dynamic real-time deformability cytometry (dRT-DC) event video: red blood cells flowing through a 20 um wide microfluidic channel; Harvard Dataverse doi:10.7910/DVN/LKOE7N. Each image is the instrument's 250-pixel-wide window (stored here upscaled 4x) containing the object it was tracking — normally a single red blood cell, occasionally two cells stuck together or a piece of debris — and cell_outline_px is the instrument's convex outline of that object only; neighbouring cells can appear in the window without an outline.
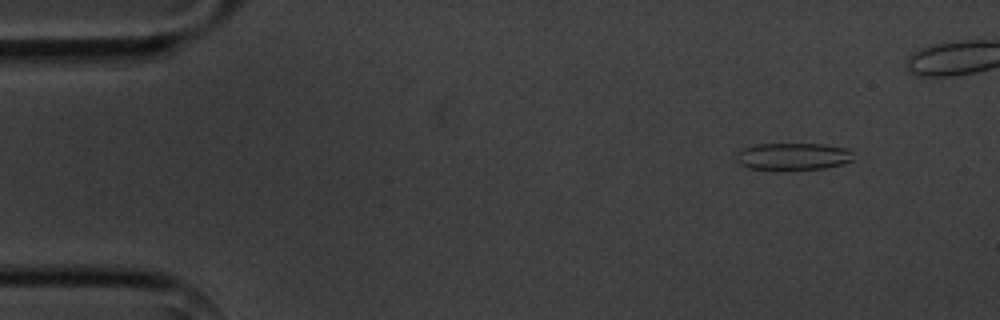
{"species": "common noctule bat (a hibernating species)", "species_latin": "Nyctalus noctula", "temperature_condition": "cold", "stored_images_in_passage": 7, "camera_frame_rate_fps": 3000, "um_per_image_px": 0.085, "animal": {"sex": "male", "body_mass_g": 20.1, "forearm_length_mm": 53.5}, "frame": {"image": 1, "passage_image": 2, "time_ms": 1.0, "image_size_px": [1000, 320], "cell_outline_px": [[852, 160], [840, 164], [824, 168], [748, 168], [740, 164], [736, 160], [736, 156], [744, 148], [756, 144], [824, 144], [848, 148], [852, 152]], "centroid_in_image_um": [67.43, 13.26], "position_along_channel_um": 17.6, "area_um2": 17.92}}
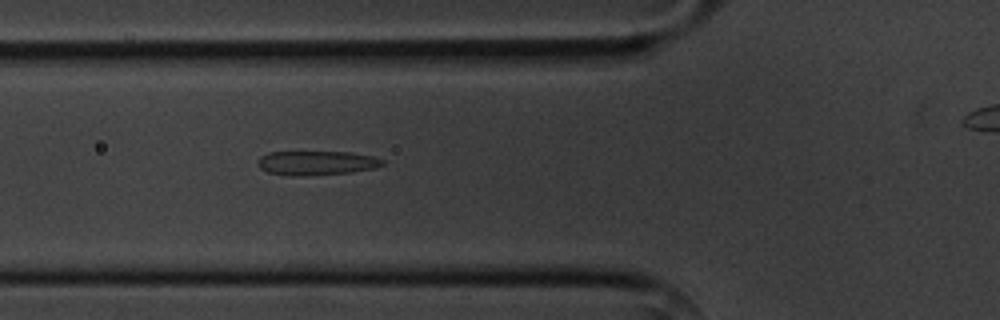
{"frame": {"image": 2, "passage_image": 6, "time_ms": 5.667, "image_size_px": [1000, 320], "cell_outline_px": [[384, 164], [376, 168], [352, 172], [296, 176], [288, 176], [268, 172], [260, 168], [256, 164], [260, 156], [268, 152], [352, 152], [372, 156], [384, 160]], "centroid_in_image_um": [26.89, 13.85], "position_along_channel_um": 98.9, "area_um2": 17.69}}